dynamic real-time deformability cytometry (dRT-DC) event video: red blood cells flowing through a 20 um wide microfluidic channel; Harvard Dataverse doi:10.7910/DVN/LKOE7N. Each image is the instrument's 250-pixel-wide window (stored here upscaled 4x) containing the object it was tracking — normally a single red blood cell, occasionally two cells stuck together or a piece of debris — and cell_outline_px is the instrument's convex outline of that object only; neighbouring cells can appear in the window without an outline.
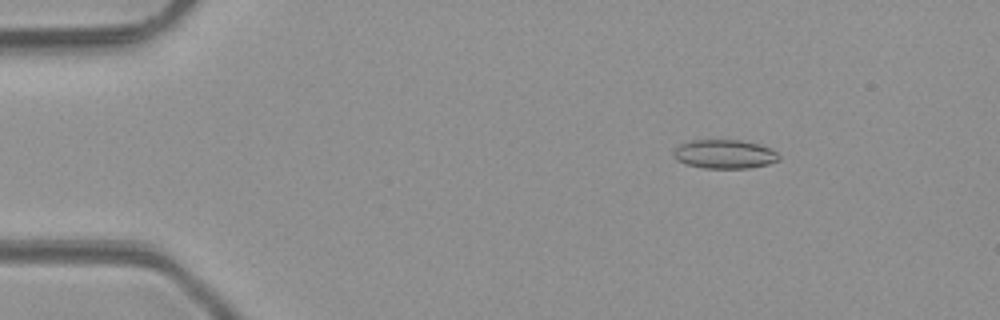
{"species": "common noctule bat (a hibernating species)", "species_latin": "Nyctalus noctula", "temperature_condition": "room temperature", "stored_images_in_passage": 5, "camera_frame_rate_fps": 3000, "um_per_image_px": 0.085, "animal": {"sex": "male", "body_mass_g": 23.1, "forearm_length_mm": 52.7}, "frame": {"image": 1, "passage_image": 3, "time_ms": 2.333, "image_size_px": [1000, 320], "cell_outline_px": [[780, 160], [768, 164], [748, 168], [704, 168], [688, 164], [676, 160], [672, 156], [672, 152], [680, 144], [692, 140], [740, 140], [760, 144], [772, 148], [780, 156]], "centroid_in_image_um": [61.6, 13.09], "position_along_channel_um": 23.4, "area_um2": 17.86}}